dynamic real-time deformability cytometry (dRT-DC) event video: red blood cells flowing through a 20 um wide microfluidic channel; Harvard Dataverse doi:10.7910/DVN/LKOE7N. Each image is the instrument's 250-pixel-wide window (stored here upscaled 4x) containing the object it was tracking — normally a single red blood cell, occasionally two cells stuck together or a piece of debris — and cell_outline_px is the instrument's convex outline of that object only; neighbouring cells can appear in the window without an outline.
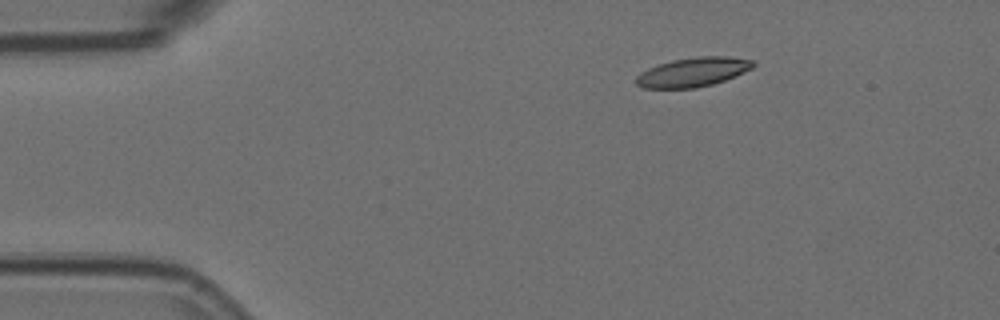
{"species": "Egyptian fruit bat (a non-hibernating species)", "species_latin": "Rousettus aegyptiacus", "temperature_condition": "room temperature", "stored_images_in_passage": 48, "camera_frame_rate_fps": 3000, "um_per_image_px": 0.085, "animal": {"sex": "female"}, "frame": {"image": 1, "passage_image": 1, "time_ms": 0.0, "image_size_px": [1000, 320], "cell_outline_px": [[756, 64], [752, 68], [724, 80], [712, 84], [696, 88], [644, 88], [636, 84], [636, 76], [640, 72], [648, 68], [672, 60], [700, 56], [728, 56], [756, 60]], "centroid_in_image_um": [58.91, 6.12], "position_along_channel_um": 26.1, "area_um2": 19.88}}
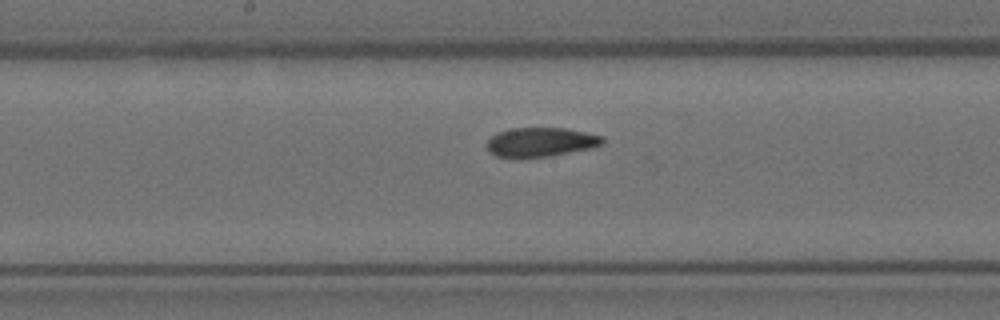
{"frame": {"image": 2, "passage_image": 21, "time_ms": 6.667, "image_size_px": [1000, 320], "cell_outline_px": [[604, 144], [592, 148], [548, 156], [496, 156], [488, 152], [488, 140], [496, 132], [512, 128], [564, 128], [604, 136]], "centroid_in_image_um": [45.99, 12.06], "position_along_channel_um": 202.2, "area_um2": 19.36}}
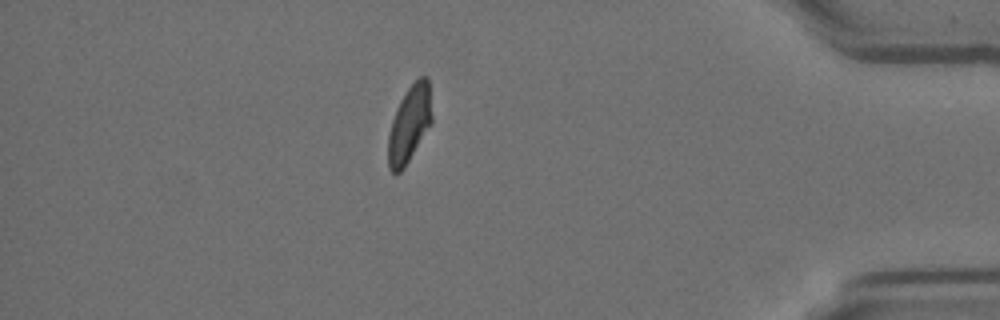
{"frame": {"image": 3, "passage_image": 41, "time_ms": 13.333, "image_size_px": [1000, 320], "cell_outline_px": [[432, 124], [404, 168], [400, 172], [392, 172], [388, 168], [388, 136], [392, 120], [396, 108], [400, 100], [408, 88], [420, 76], [428, 76], [432, 116]], "centroid_in_image_um": [34.81, 10.55], "position_along_channel_um": 400.4, "area_um2": 19.59}, "authors_computed_cell_mechanics": {"area_um2": 20.23, "velocity_mm_per_s": 3.6035, "shape_relaxation_time_tau1_ms": 9.974, "shape_relaxation_time_tau2_ms": 2.879, "deformation_change_tau1": 0.1997, "deformation_change_tau2": 0.0797}}